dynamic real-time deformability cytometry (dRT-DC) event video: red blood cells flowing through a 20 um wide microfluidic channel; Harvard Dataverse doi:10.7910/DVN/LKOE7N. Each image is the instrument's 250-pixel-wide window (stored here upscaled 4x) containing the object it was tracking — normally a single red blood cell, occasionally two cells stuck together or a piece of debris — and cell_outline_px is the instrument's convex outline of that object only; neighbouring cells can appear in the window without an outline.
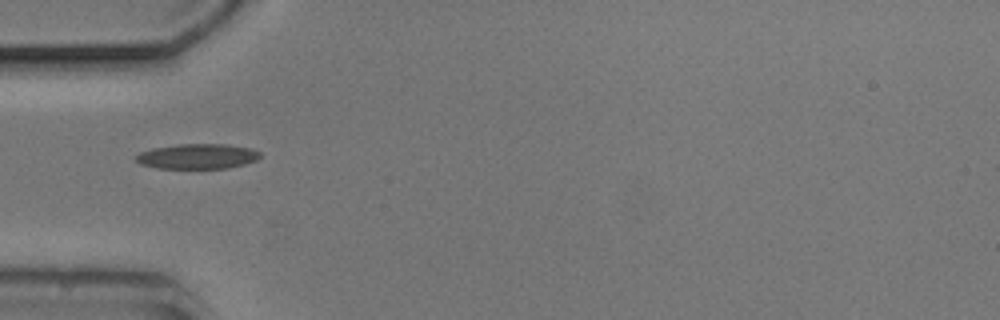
{"species": "common noctule bat (a hibernating species)", "species_latin": "Nyctalus noctula", "temperature_condition": "cold", "stored_images_in_passage": 37, "camera_frame_rate_fps": 3000, "um_per_image_px": 0.085, "animal": {"sex": "male", "body_mass_g": 20.5, "forearm_length_mm": 52.5}, "frame": {"image": 1, "passage_image": 1, "time_ms": 0.0, "image_size_px": [1000, 320], "cell_outline_px": [[260, 156], [256, 160], [244, 164], [228, 168], [156, 168], [140, 164], [136, 160], [136, 156], [140, 152], [152, 148], [176, 144], [224, 144], [252, 148], [260, 152]], "centroid_in_image_um": [16.77, 13.28], "position_along_channel_um": 68.2, "area_um2": 18.15}}
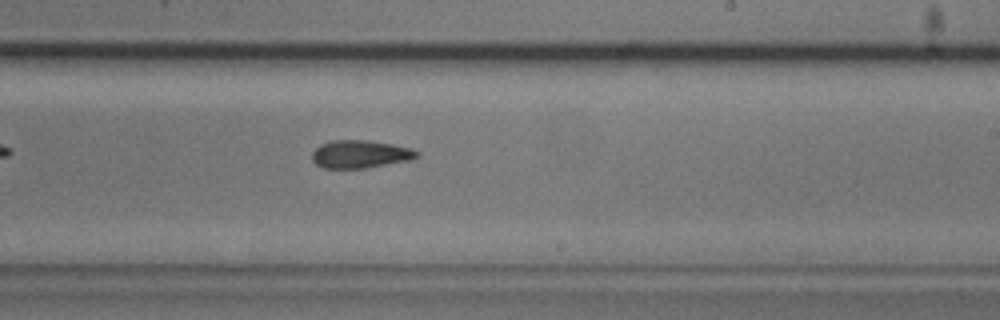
{"frame": {"image": 2, "passage_image": 16, "time_ms": 5.0, "image_size_px": [1000, 320], "cell_outline_px": [[420, 156], [412, 160], [364, 168], [324, 168], [316, 164], [312, 160], [312, 152], [320, 144], [332, 140], [368, 140], [392, 144], [412, 148], [420, 152]], "centroid_in_image_um": [30.65, 13.1], "position_along_channel_um": 258.4, "area_um2": 17.17}}
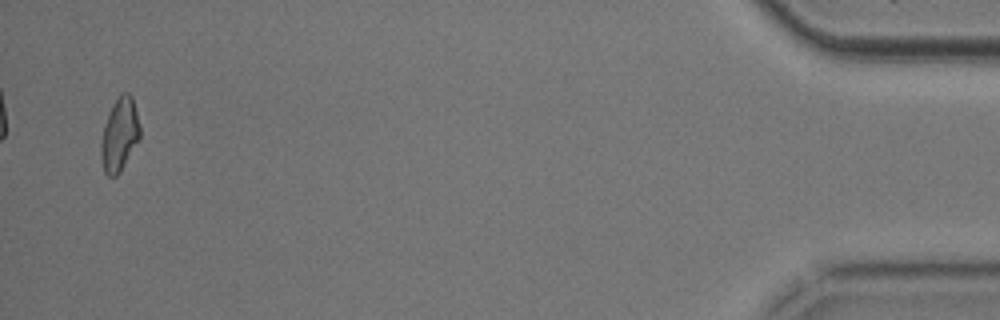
{"frame": {"image": 3, "passage_image": 36, "time_ms": 11.667, "image_size_px": [1000, 320], "cell_outline_px": [[140, 140], [120, 172], [116, 176], [108, 176], [104, 172], [100, 156], [100, 144], [104, 124], [112, 104], [120, 92], [128, 92], [132, 96], [140, 128]], "centroid_in_image_um": [10.15, 11.44], "position_along_channel_um": 425.0, "area_um2": 16.88}, "authors_computed_cell_mechanics": {"area_um2": 17.1088, "velocity_mm_per_s": 3.7996, "shape_relaxation_time_tau1_ms": null, "shape_relaxation_time_tau2_ms": 6.5824, "deformation_change_tau1": null, "deformation_change_tau2": 0.1508}}